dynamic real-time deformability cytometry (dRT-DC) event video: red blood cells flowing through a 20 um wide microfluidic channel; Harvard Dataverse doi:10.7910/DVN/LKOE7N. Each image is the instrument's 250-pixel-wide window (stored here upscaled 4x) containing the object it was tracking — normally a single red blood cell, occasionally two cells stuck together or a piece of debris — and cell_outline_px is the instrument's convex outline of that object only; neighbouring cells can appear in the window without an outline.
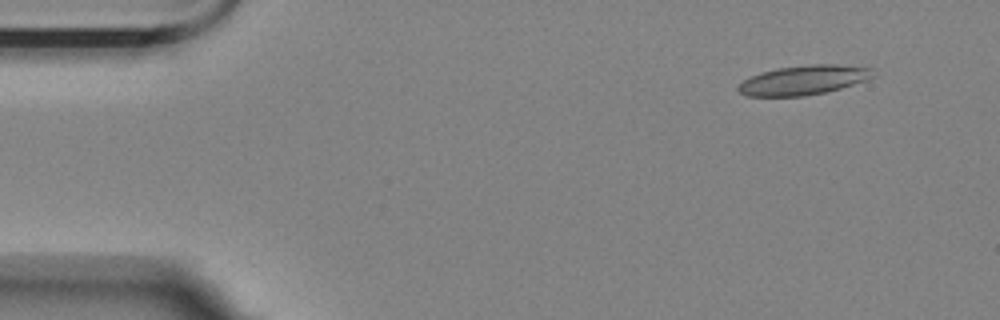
{"species": "Egyptian fruit bat (a non-hibernating species)", "species_latin": "Rousettus aegyptiacus", "temperature_condition": "room temperature", "stored_images_in_passage": 5, "camera_frame_rate_fps": 3000, "um_per_image_px": 0.085, "animal": {"sex": "female"}, "frame": {"image": 1, "passage_image": 1, "time_ms": 0.0, "image_size_px": [1000, 320], "cell_outline_px": [[876, 68], [872, 76], [868, 80], [840, 88], [824, 92], [804, 96], [748, 96], [740, 92], [736, 88], [744, 80], [760, 72], [776, 68], [812, 64], [836, 64]], "centroid_in_image_um": [68.34, 6.79], "position_along_channel_um": 16.7, "area_um2": 23.12}}
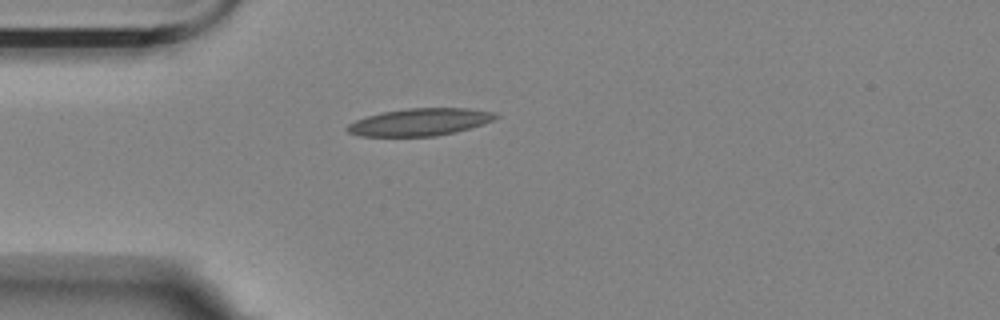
{"frame": {"image": 2, "passage_image": 4, "time_ms": 3.333, "image_size_px": [1000, 320], "cell_outline_px": [[500, 116], [492, 120], [468, 128], [436, 136], [360, 136], [348, 132], [344, 128], [348, 124], [356, 120], [368, 116], [384, 112], [408, 108], [468, 108], [496, 112]], "centroid_in_image_um": [35.67, 10.37], "position_along_channel_um": 49.3, "area_um2": 23.35}}